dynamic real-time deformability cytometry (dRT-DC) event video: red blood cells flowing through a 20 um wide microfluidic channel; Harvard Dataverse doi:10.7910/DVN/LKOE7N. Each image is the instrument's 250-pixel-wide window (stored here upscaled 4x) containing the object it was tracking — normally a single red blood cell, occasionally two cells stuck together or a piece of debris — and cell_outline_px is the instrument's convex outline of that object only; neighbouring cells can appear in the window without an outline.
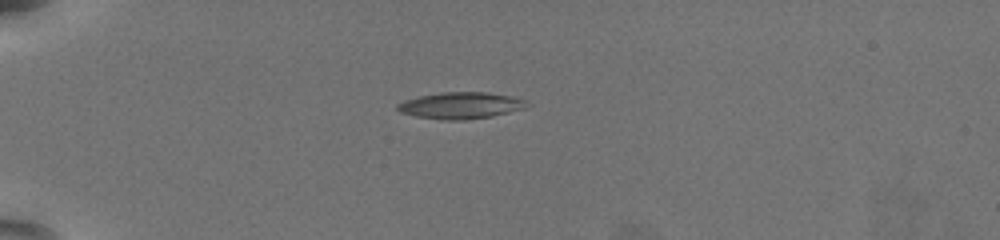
{"species": "common noctule bat (a hibernating species)", "species_latin": "Nyctalus noctula", "temperature_condition": "warm", "stored_images_in_passage": 41, "camera_frame_rate_fps": 3000, "um_per_image_px": 0.085, "animal": {"sex": "female", "body_mass_g": 19.5, "forearm_length_mm": 54.1}, "frame": {"image": 1, "passage_image": 1, "time_ms": 0.0, "image_size_px": [1000, 240], "cell_outline_px": [[532, 104], [528, 108], [492, 116], [464, 120], [440, 120], [416, 116], [400, 112], [396, 108], [396, 104], [404, 100], [420, 96], [444, 92], [488, 92], [512, 96], [528, 100]], "centroid_in_image_um": [39.23, 8.96], "position_along_channel_um": 45.8, "area_um2": 20.35}}
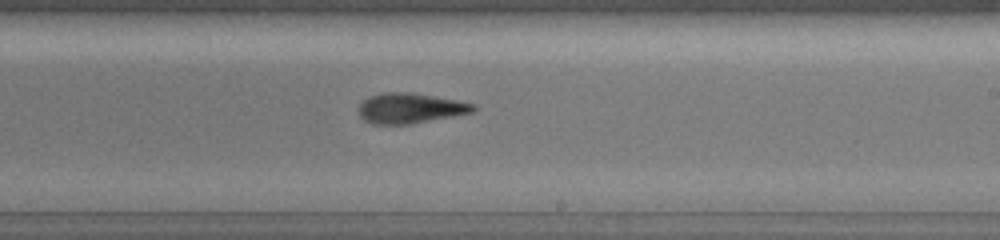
{"frame": {"image": 2, "passage_image": 21, "time_ms": 6.667, "image_size_px": [1000, 240], "cell_outline_px": [[476, 108], [472, 112], [452, 116], [408, 124], [372, 124], [364, 120], [360, 116], [360, 104], [368, 96], [384, 92], [408, 92], [456, 100], [476, 104]], "centroid_in_image_um": [34.84, 9.19], "position_along_channel_um": 254.2, "area_um2": 19.88}}
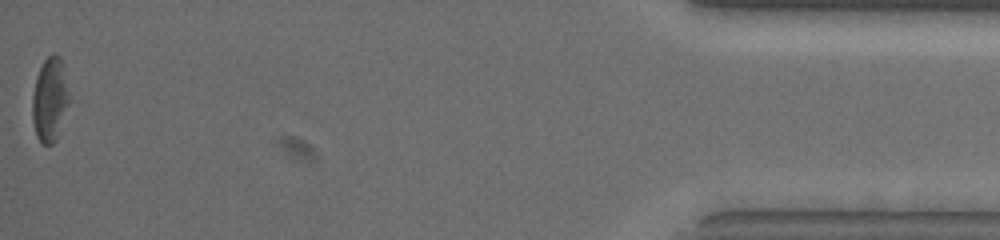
{"frame": {"image": 3, "passage_image": 41, "time_ms": 13.333, "image_size_px": [1000, 240], "cell_outline_px": [[68, 104], [56, 140], [52, 144], [44, 144], [36, 136], [32, 120], [32, 96], [36, 76], [44, 60], [52, 52], [56, 52], [60, 56], [64, 64], [68, 92]], "centroid_in_image_um": [4.23, 8.41], "position_along_channel_um": 431.0, "area_um2": 18.09}, "authors_computed_cell_mechanics": {"area_um2": 19.8832, "velocity_mm_per_s": 3.8063, "shape_relaxation_time_tau1_ms": 5.2072, "shape_relaxation_time_tau2_ms": 4.2447, "deformation_change_tau1": 0.1893, "deformation_change_tau2": 0.1521}}